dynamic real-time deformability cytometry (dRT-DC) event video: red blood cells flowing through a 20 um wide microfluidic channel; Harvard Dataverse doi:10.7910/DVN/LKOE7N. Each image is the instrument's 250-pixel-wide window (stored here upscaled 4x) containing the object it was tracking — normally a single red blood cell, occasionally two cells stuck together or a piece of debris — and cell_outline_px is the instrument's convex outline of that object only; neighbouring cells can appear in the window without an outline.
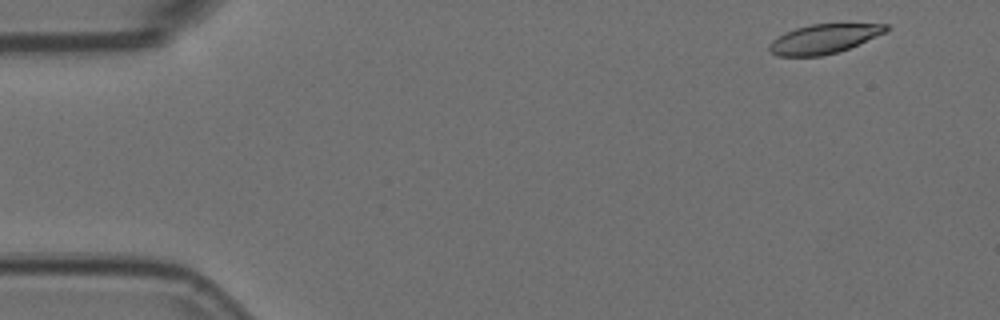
{"species": "Egyptian fruit bat (a non-hibernating species)", "species_latin": "Rousettus aegyptiacus", "temperature_condition": "room temperature", "stored_images_in_passage": 4, "camera_frame_rate_fps": 3000, "um_per_image_px": 0.085, "animal": {"sex": "female"}, "frame": {"image": 1, "passage_image": 1, "time_ms": 0.0, "image_size_px": [1000, 320], "cell_outline_px": [[888, 32], [848, 48], [836, 52], [820, 56], [776, 56], [768, 48], [768, 44], [772, 40], [784, 32], [796, 28], [812, 24], [888, 24]], "centroid_in_image_um": [70.01, 3.3], "position_along_channel_um": 15.0, "area_um2": 19.83}}
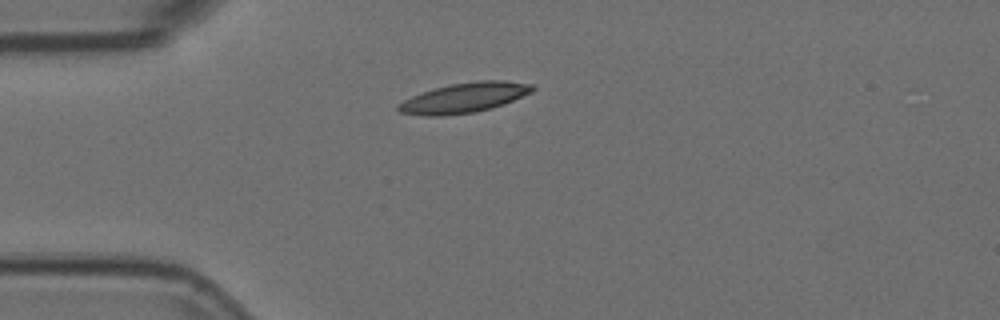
{"frame": {"image": 2, "passage_image": 4, "time_ms": 1.0, "image_size_px": [1000, 320], "cell_outline_px": [[536, 88], [532, 92], [504, 104], [476, 112], [444, 116], [424, 116], [400, 112], [396, 108], [396, 104], [412, 96], [436, 88], [452, 84], [476, 80], [504, 80], [532, 84]], "centroid_in_image_um": [39.47, 8.31], "position_along_channel_um": 45.5, "area_um2": 23.41}}